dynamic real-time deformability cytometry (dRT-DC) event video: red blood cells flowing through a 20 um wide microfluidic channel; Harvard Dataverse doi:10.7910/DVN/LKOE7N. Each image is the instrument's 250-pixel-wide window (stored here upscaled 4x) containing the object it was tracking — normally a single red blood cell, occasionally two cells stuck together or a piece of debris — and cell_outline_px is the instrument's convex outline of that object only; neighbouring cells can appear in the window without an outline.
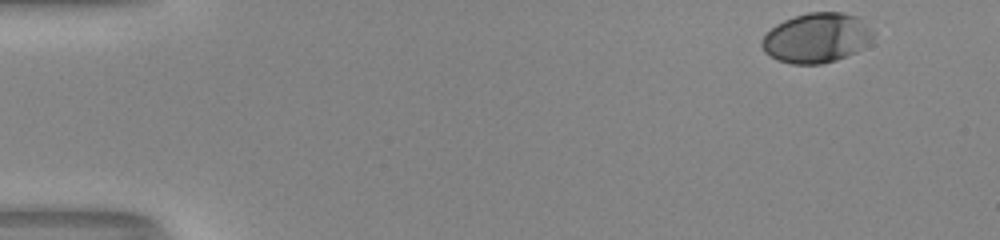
{"species": "human", "species_latin": "Homo sapiens", "temperature_condition": "room temperature", "stored_images_in_passage": 42, "camera_frame_rate_fps": 3000, "um_per_image_px": 0.085, "donor": {"sex": "male"}, "frame": {"image": 1, "passage_image": 1, "time_ms": 0.0, "image_size_px": [1000, 240], "cell_outline_px": [[872, 36], [856, 52], [836, 60], [820, 64], [792, 64], [776, 60], [764, 52], [760, 44], [760, 40], [776, 24], [784, 20], [808, 12], [840, 12], [856, 16], [872, 32]], "centroid_in_image_um": [69.32, 3.23], "position_along_channel_um": 15.7, "area_um2": 31.79}}
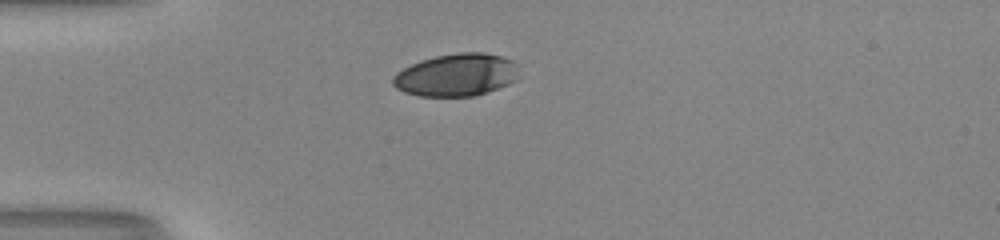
{"frame": {"image": 2, "passage_image": 12, "time_ms": 3.667, "image_size_px": [1000, 240], "cell_outline_px": [[516, 80], [508, 84], [476, 96], [420, 96], [404, 92], [396, 88], [392, 84], [392, 76], [396, 72], [420, 60], [436, 56], [456, 52], [484, 52], [504, 56], [512, 60]], "centroid_in_image_um": [38.73, 6.36], "position_along_channel_um": 46.3, "area_um2": 31.15}}
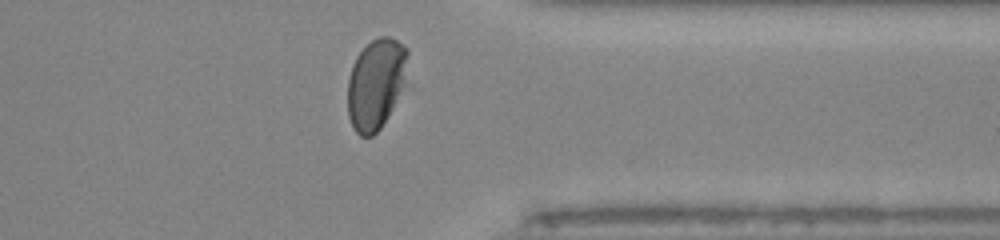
{"frame": {"image": 3, "passage_image": 39, "time_ms": 12.667, "image_size_px": [1000, 240], "cell_outline_px": [[408, 52], [400, 88], [388, 116], [380, 128], [372, 136], [360, 136], [352, 128], [348, 116], [348, 76], [352, 64], [356, 56], [372, 40], [380, 36], [388, 36], [396, 40], [408, 48]], "centroid_in_image_um": [31.88, 7.12], "position_along_channel_um": 379.5, "area_um2": 30.92}, "authors_computed_cell_mechanics": {"area_um2": 33.4662, "velocity_mm_per_s": 4.0262, "shape_relaxation_time_tau1_ms": 2.9513, "shape_relaxation_time_tau2_ms": null, "deformation_change_tau1": 0.175, "deformation_change_tau2": null}}